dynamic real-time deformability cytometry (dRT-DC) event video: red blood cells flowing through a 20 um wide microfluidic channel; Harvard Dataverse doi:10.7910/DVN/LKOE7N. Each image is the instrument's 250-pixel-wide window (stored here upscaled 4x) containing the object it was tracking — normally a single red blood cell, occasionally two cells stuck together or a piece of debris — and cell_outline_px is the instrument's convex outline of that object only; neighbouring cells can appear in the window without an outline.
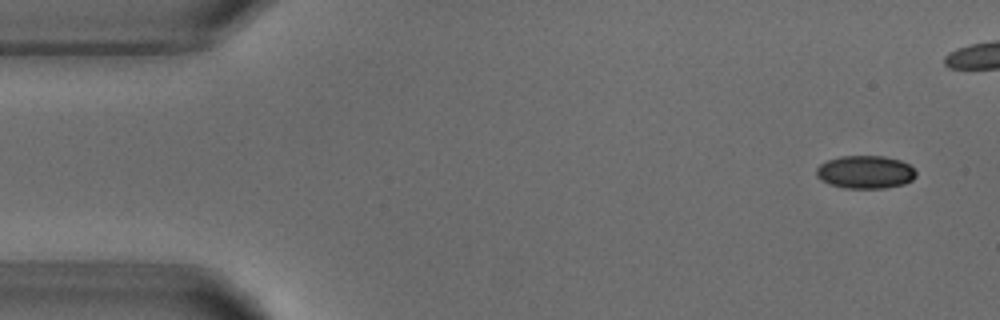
{"species": "common noctule bat (a hibernating species)", "species_latin": "Nyctalus noctula", "temperature_condition": "warm", "stored_images_in_passage": 7, "camera_frame_rate_fps": 3000, "um_per_image_px": 0.085, "animal": {"sex": "male", "body_mass_g": 18.8}, "frame": {"image": 1, "passage_image": 1, "time_ms": 0.0, "image_size_px": [1000, 320], "cell_outline_px": [[916, 176], [912, 180], [904, 184], [884, 188], [844, 188], [820, 180], [816, 176], [816, 168], [820, 164], [828, 160], [840, 156], [884, 156], [900, 160], [908, 164], [916, 172]], "centroid_in_image_um": [73.54, 14.62], "position_along_channel_um": 11.5, "area_um2": 19.13}}
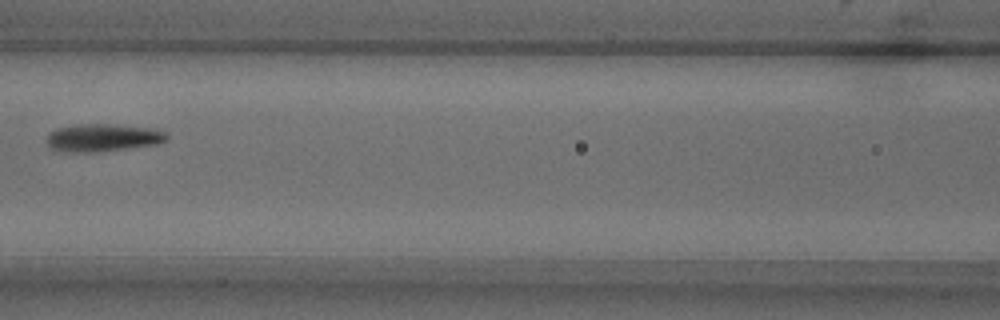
{"frame": {"image": 2, "passage_image": 7, "time_ms": 8.333, "image_size_px": [1000, 320], "cell_outline_px": [[168, 140], [160, 144], [92, 152], [60, 152], [52, 148], [48, 144], [48, 132], [56, 128], [76, 124], [108, 124], [156, 128], [164, 132], [168, 136]], "centroid_in_image_um": [8.75, 11.69], "position_along_channel_um": 157.8, "area_um2": 19.48}}